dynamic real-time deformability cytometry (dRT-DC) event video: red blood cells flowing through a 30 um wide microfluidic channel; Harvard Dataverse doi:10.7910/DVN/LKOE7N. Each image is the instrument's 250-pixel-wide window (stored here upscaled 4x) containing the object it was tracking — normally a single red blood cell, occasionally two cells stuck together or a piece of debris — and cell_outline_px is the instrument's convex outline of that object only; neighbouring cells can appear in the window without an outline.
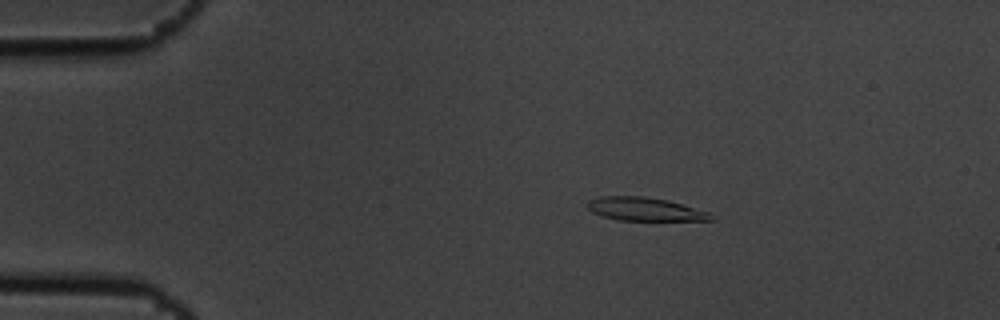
{"species": "common noctule bat (a hibernating species)", "species_latin": "Nyctalus noctula", "temperature_condition": "cold", "stored_images_in_passage": 7, "camera_frame_rate_fps": 3000, "um_per_image_px": 0.085, "animal": {"sex": "male", "body_mass_g": 19.5, "forearm_length_mm": 54.6}, "frame": {"image": 1, "passage_image": 3, "time_ms": 0.667, "image_size_px": [1000, 320], "cell_outline_px": [[716, 220], [616, 220], [600, 216], [592, 212], [588, 208], [588, 200], [600, 196], [644, 196], [668, 200], [712, 212]], "centroid_in_image_um": [54.85, 17.78], "position_along_channel_um": 30.2, "area_um2": 17.05}}
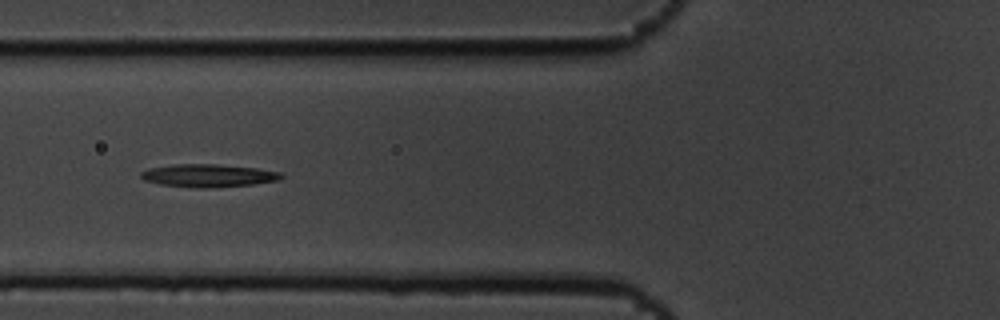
{"frame": {"image": 2, "passage_image": 6, "time_ms": 1.667, "image_size_px": [1000, 320], "cell_outline_px": [[284, 176], [276, 180], [252, 184], [208, 188], [196, 188], [160, 184], [144, 180], [140, 176], [140, 172], [148, 168], [176, 164], [216, 164], [256, 168], [280, 172]], "centroid_in_image_um": [17.66, 14.92], "position_along_channel_um": 108.1, "area_um2": 18.55}}
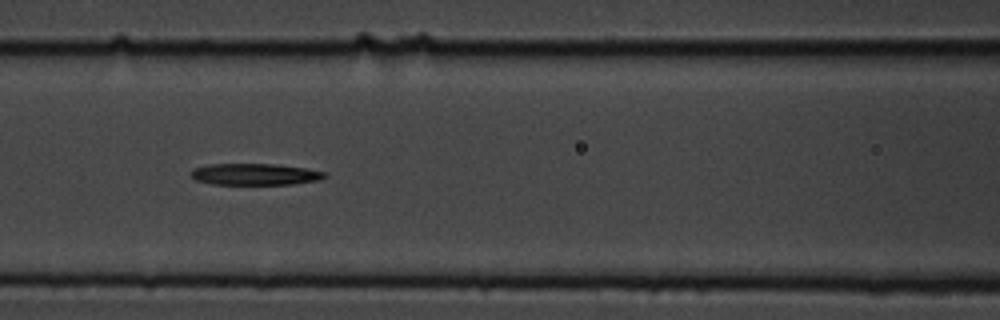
{"frame": {"image": 3, "passage_image": 7, "time_ms": 2.0, "image_size_px": [1000, 320], "cell_outline_px": [[328, 176], [320, 180], [292, 184], [212, 184], [196, 180], [188, 172], [196, 168], [208, 164], [276, 164], [304, 168], [324, 172]], "centroid_in_image_um": [21.67, 14.81], "position_along_channel_um": 144.9, "area_um2": 16.7}}